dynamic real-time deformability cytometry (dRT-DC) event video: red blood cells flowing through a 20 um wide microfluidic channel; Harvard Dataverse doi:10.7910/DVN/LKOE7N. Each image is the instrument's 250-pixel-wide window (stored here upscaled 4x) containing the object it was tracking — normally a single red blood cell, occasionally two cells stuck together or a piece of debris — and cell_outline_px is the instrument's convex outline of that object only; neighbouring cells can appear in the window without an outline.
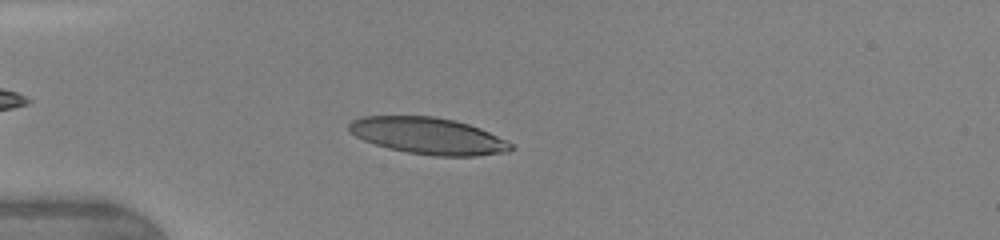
{"species": "human", "species_latin": "Homo sapiens", "temperature_condition": "warm", "stored_images_in_passage": 45, "camera_frame_rate_fps": 3000, "um_per_image_px": 0.085, "donor": {"sex": "female"}, "frame": {"image": 1, "passage_image": 12, "time_ms": 3.667, "image_size_px": [1000, 240], "cell_outline_px": [[516, 148], [508, 152], [476, 156], [436, 156], [408, 152], [388, 148], [364, 140], [348, 132], [348, 124], [352, 120], [364, 116], [436, 116], [456, 120], [480, 128], [508, 140]], "centroid_in_image_um": [36.43, 11.54], "position_along_channel_um": 48.6, "area_um2": 34.8}}
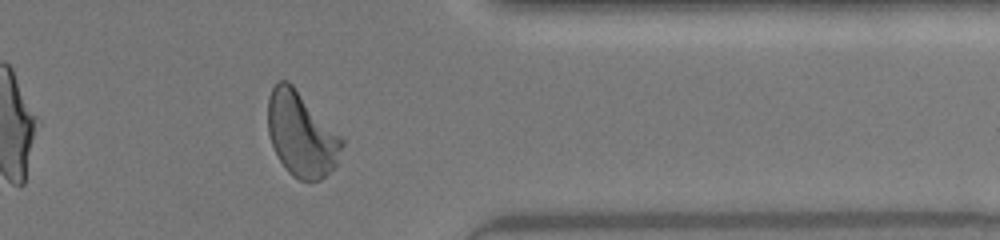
{"frame": {"image": 2, "passage_image": 37, "time_ms": 12.0, "image_size_px": [1000, 240], "cell_outline_px": [[344, 144], [336, 164], [320, 180], [300, 180], [292, 176], [288, 172], [280, 160], [272, 144], [268, 132], [268, 96], [272, 88], [280, 80], [288, 80], [292, 84], [344, 140]], "centroid_in_image_um": [25.6, 11.41], "position_along_channel_um": 385.8, "area_um2": 35.89}}
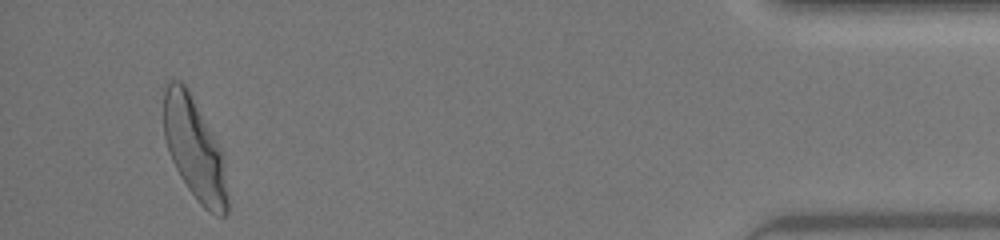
{"frame": {"image": 3, "passage_image": 43, "time_ms": 14.0, "image_size_px": [1000, 240], "cell_outline_px": [[228, 212], [224, 216], [216, 216], [204, 208], [200, 204], [188, 188], [180, 176], [168, 152], [164, 136], [164, 88], [172, 80], [180, 80], [188, 88], [224, 152], [228, 192]], "centroid_in_image_um": [16.57, 12.68], "position_along_channel_um": 418.6, "area_um2": 38.38}, "authors_computed_cell_mechanics": {"area_um2": 35.2002, "velocity_mm_per_s": 4.3738, "shape_relaxation_time_tau1_ms": 3.2738, "shape_relaxation_time_tau2_ms": null, "deformation_change_tau1": 0.1668, "deformation_change_tau2": null}}